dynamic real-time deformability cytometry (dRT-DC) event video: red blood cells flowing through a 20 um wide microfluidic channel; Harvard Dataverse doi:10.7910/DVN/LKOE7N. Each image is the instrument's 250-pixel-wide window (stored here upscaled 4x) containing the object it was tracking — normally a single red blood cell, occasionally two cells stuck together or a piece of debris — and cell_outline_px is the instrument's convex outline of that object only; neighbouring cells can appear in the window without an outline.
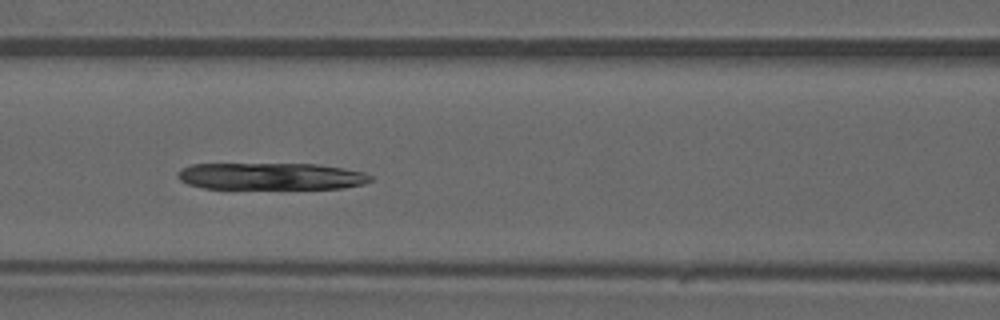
{"species": "common noctule bat (a hibernating species)", "species_latin": "Nyctalus noctula", "temperature_condition": "warm", "stored_images_in_passage": 25, "camera_frame_rate_fps": 3000, "um_per_image_px": 0.085, "animal": {"sex": "male", "forearm_length_mm": 52.5}, "frame": {"image": 1, "passage_image": 8, "time_ms": 2.333, "image_size_px": [1000, 320], "cell_outline_px": [[372, 180], [364, 184], [344, 188], [204, 188], [188, 184], [180, 180], [176, 176], [180, 168], [192, 164], [316, 164], [344, 168], [364, 172], [372, 176]], "centroid_in_image_um": [23.04, 14.98], "position_along_channel_um": 143.6, "area_um2": 30.23}}